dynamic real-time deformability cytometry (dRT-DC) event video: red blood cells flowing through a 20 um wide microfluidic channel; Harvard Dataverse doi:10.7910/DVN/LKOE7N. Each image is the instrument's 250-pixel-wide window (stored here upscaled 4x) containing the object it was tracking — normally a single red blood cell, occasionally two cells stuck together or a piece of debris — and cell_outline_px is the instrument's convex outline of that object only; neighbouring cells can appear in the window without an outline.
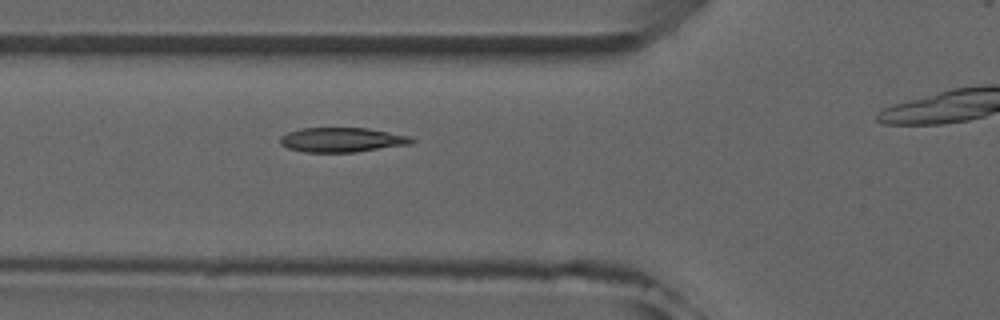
{"species": "common noctule bat (a hibernating species)", "species_latin": "Nyctalus noctula", "temperature_condition": "room temperature", "stored_images_in_passage": 6, "camera_frame_rate_fps": 3000, "um_per_image_px": 0.085, "animal": {"sex": "male", "forearm_length_mm": 52.5}, "frame": {"image": 1, "passage_image": 5, "time_ms": 4.333, "image_size_px": [1000, 320], "cell_outline_px": [[416, 140], [412, 144], [356, 152], [304, 152], [288, 148], [280, 144], [280, 136], [288, 132], [300, 128], [368, 128], [408, 136]], "centroid_in_image_um": [29.05, 11.89], "position_along_channel_um": 96.7, "area_um2": 18.84}}